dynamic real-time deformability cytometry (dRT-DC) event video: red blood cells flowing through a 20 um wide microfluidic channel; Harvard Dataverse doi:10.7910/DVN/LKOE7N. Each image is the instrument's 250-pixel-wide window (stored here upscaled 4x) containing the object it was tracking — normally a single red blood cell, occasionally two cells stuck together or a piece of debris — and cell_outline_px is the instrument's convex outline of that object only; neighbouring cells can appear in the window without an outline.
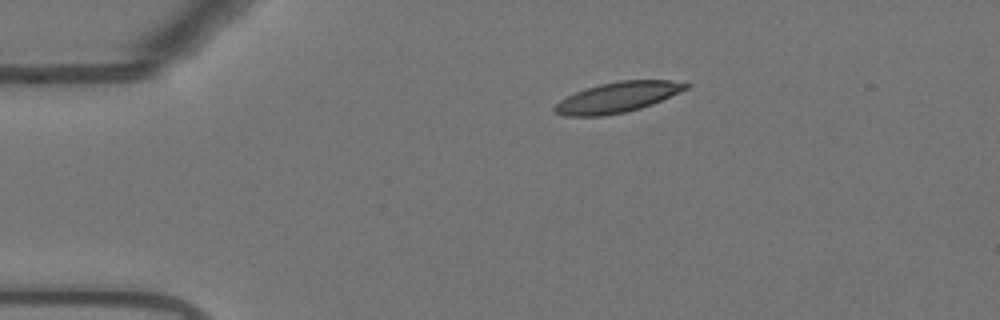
{"species": "Egyptian fruit bat (a non-hibernating species)", "species_latin": "Rousettus aegyptiacus", "temperature_condition": "warm", "stored_images_in_passage": 45, "camera_frame_rate_fps": 3000, "um_per_image_px": 0.085, "animal": {"sex": "female"}, "frame": {"image": 1, "passage_image": 1, "time_ms": 0.0, "image_size_px": [1000, 320], "cell_outline_px": [[688, 88], [652, 104], [640, 108], [624, 112], [604, 116], [564, 116], [556, 112], [552, 108], [560, 100], [576, 92], [600, 84], [620, 80], [668, 80], [688, 84]], "centroid_in_image_um": [52.46, 8.28], "position_along_channel_um": 32.5, "area_um2": 22.83}}
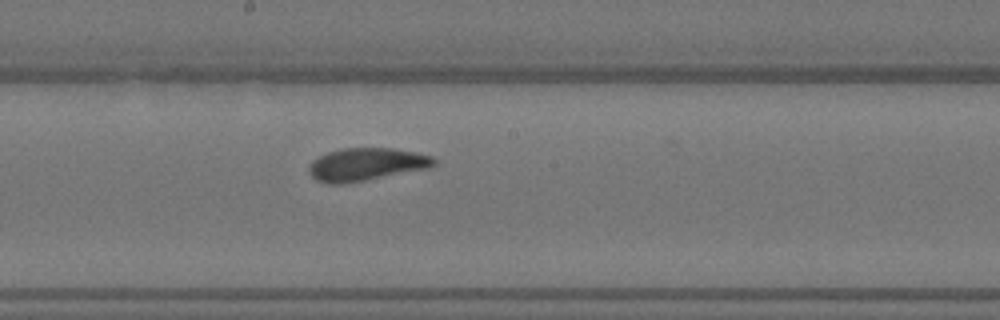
{"frame": {"image": 2, "passage_image": 20, "time_ms": 6.333, "image_size_px": [1000, 320], "cell_outline_px": [[436, 164], [428, 168], [364, 180], [340, 184], [332, 184], [316, 180], [308, 172], [308, 168], [312, 160], [328, 152], [340, 148], [392, 148], [416, 152], [432, 156], [436, 160]], "centroid_in_image_um": [31.12, 13.96], "position_along_channel_um": 217.1, "area_um2": 23.7}}
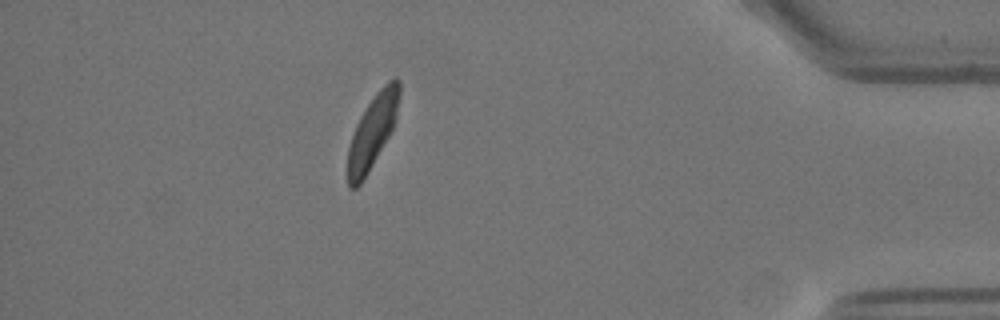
{"frame": {"image": 3, "passage_image": 39, "time_ms": 12.667, "image_size_px": [1000, 320], "cell_outline_px": [[400, 96], [396, 120], [388, 136], [372, 164], [360, 184], [356, 188], [348, 188], [348, 148], [356, 124], [360, 116], [376, 92], [392, 76], [396, 76], [400, 80]], "centroid_in_image_um": [31.68, 11.1], "position_along_channel_um": 403.5, "area_um2": 21.68}, "authors_computed_cell_mechanics": {"area_um2": 23.5824, "velocity_mm_per_s": 3.6571, "shape_relaxation_time_tau1_ms": 2.5061, "shape_relaxation_time_tau2_ms": 1.8556, "deformation_change_tau1": 0.1163, "deformation_change_tau2": 0.0669}}